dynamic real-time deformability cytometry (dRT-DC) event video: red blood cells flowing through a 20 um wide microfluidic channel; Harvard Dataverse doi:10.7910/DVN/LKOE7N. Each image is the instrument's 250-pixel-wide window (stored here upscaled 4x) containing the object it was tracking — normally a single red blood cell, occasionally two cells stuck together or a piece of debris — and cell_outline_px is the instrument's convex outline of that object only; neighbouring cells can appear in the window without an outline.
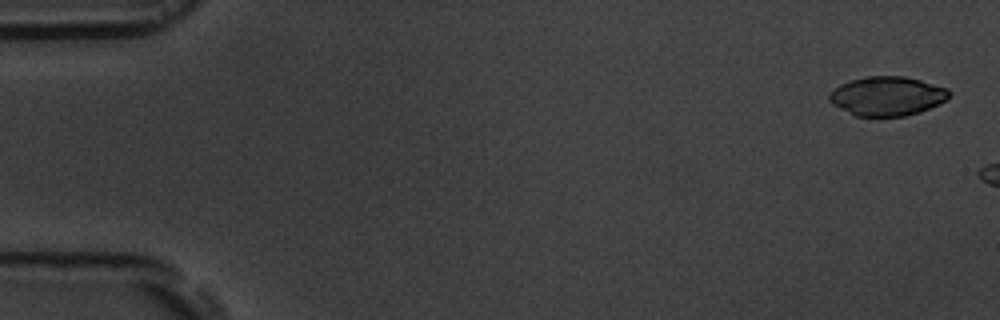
{"species": "common noctule bat (a hibernating species)", "species_latin": "Nyctalus noctula", "temperature_condition": "room temperature", "stored_images_in_passage": 6, "segment_of_instrument_passage": [2, 2], "camera_frame_rate_fps": 3000, "um_per_image_px": 0.085, "animal": {"sex": "male", "body_mass_g": 19.5, "forearm_length_mm": 54.6}, "frame": {"image": 1, "passage_image": 6, "time_ms": 5.667, "image_size_px": [1000, 320], "cell_outline_px": [[952, 92], [948, 100], [940, 104], [920, 112], [904, 116], [856, 116], [832, 104], [828, 100], [828, 96], [840, 84], [852, 80], [868, 76], [904, 76], [920, 80], [948, 88]], "centroid_in_image_um": [75.46, 8.17], "position_along_channel_um": 9.5, "area_um2": 27.4}}